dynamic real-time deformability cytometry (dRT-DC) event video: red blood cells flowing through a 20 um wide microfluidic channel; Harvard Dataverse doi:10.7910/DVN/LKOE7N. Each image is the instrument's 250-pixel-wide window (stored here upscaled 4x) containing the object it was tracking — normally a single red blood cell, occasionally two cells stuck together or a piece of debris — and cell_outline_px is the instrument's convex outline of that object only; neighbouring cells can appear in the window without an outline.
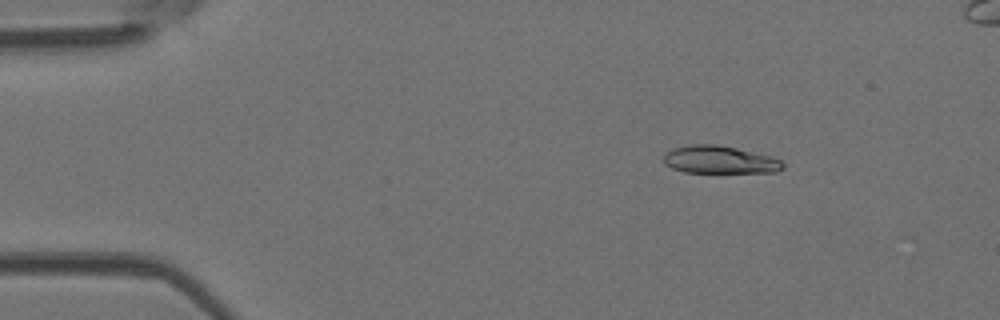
{"species": "Egyptian fruit bat (a non-hibernating species)", "species_latin": "Rousettus aegyptiacus", "temperature_condition": "room temperature", "stored_images_in_passage": 51, "segment_of_instrument_passage": [1, 2], "camera_frame_rate_fps": 3000, "um_per_image_px": 0.085, "animal": {"sex": "female"}, "frame": {"image": 1, "passage_image": 7, "time_ms": 2.0, "image_size_px": [1000, 320], "cell_outline_px": [[784, 168], [776, 172], [684, 172], [672, 168], [664, 164], [664, 156], [672, 148], [688, 144], [716, 144], [736, 148], [772, 156], [780, 160], [784, 164]], "centroid_in_image_um": [61.17, 13.57], "position_along_channel_um": 23.8, "area_um2": 19.25}}
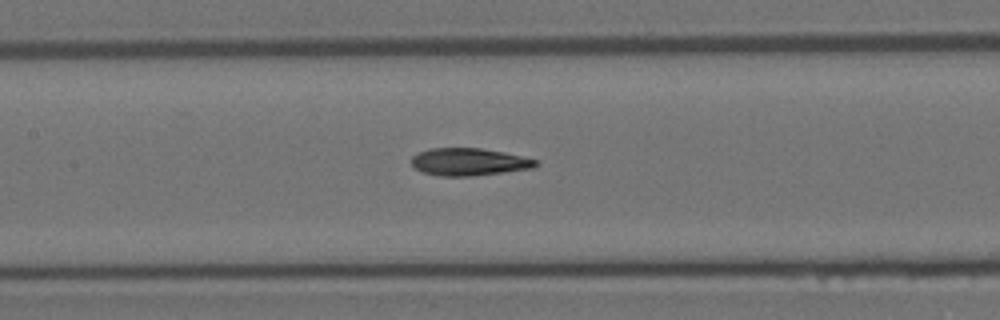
{"frame": {"image": 2, "passage_image": 23, "time_ms": 7.333, "image_size_px": [1000, 320], "cell_outline_px": [[540, 164], [532, 168], [504, 172], [468, 176], [440, 176], [424, 172], [416, 168], [412, 164], [412, 156], [428, 148], [480, 148], [504, 152], [536, 160]], "centroid_in_image_um": [39.86, 13.75], "position_along_channel_um": 167.5, "area_um2": 19.65}}
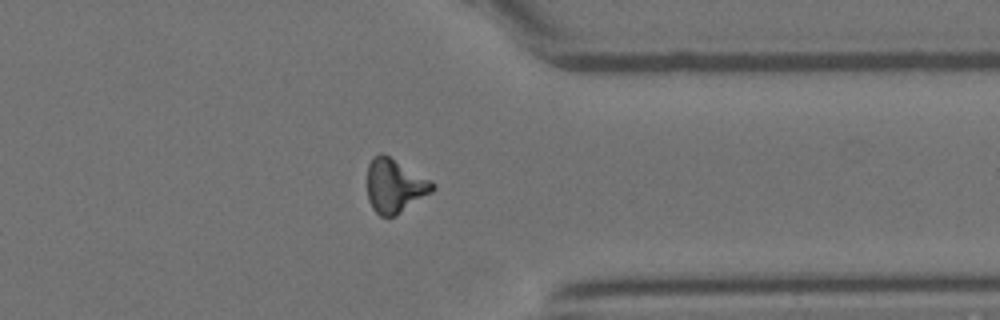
{"frame": {"image": 3, "passage_image": 39, "time_ms": 12.667, "image_size_px": [1000, 320], "cell_outline_px": [[436, 188], [432, 192], [396, 216], [380, 216], [372, 208], [368, 200], [368, 164], [380, 152], [388, 156], [432, 180], [436, 184]], "centroid_in_image_um": [33.58, 15.82], "position_along_channel_um": 377.8, "area_um2": 20.4}}